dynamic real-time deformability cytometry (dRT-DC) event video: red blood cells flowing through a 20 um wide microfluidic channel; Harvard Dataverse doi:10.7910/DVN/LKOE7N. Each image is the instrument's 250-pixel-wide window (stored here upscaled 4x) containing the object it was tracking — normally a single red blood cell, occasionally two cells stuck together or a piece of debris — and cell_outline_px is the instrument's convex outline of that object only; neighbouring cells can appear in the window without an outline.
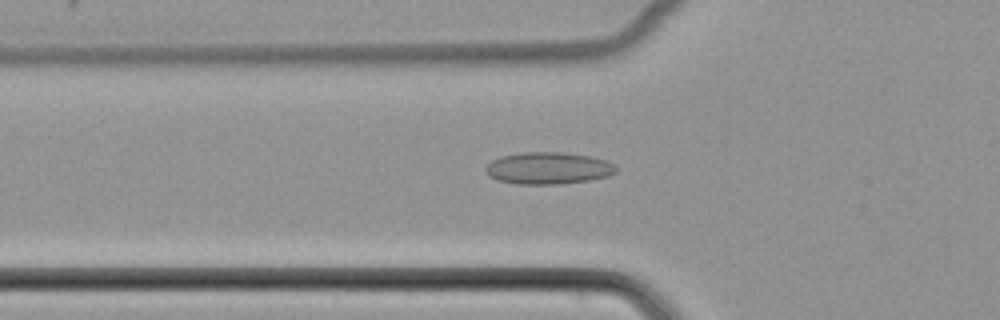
{"species": "common noctule bat (a hibernating species)", "species_latin": "Nyctalus noctula", "temperature_condition": "cold", "stored_images_in_passage": 51, "camera_frame_rate_fps": 3000, "um_per_image_px": 0.085, "animal": {"sex": "female", "body_mass_g": 22.7, "forearm_length_mm": 54.2}, "frame": {"image": 1, "passage_image": 18, "time_ms": 5.667, "image_size_px": [1000, 320], "cell_outline_px": [[616, 172], [608, 176], [588, 180], [560, 184], [516, 184], [496, 180], [488, 176], [484, 168], [492, 160], [500, 156], [520, 152], [564, 152], [588, 156], [604, 160], [616, 164]], "centroid_in_image_um": [46.56, 14.29], "position_along_channel_um": 79.2, "area_um2": 24.45}}
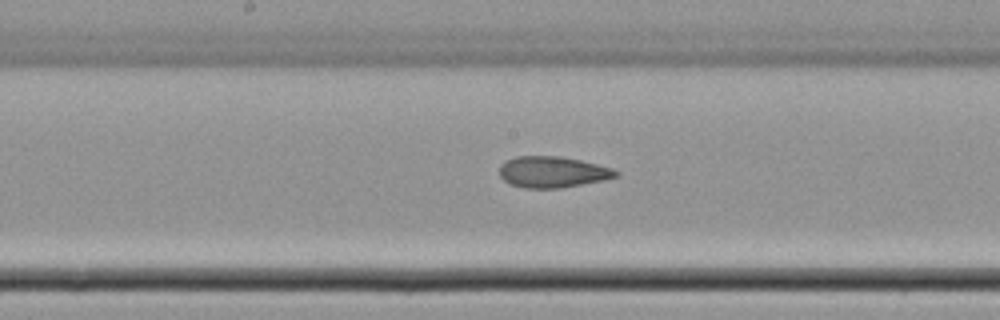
{"frame": {"image": 2, "passage_image": 27, "time_ms": 8.667, "image_size_px": [1000, 320], "cell_outline_px": [[620, 176], [604, 180], [560, 188], [524, 188], [512, 184], [504, 180], [500, 176], [500, 164], [504, 160], [516, 156], [560, 156], [580, 160], [612, 168], [620, 172]], "centroid_in_image_um": [46.97, 14.61], "position_along_channel_um": 201.2, "area_um2": 21.21}}
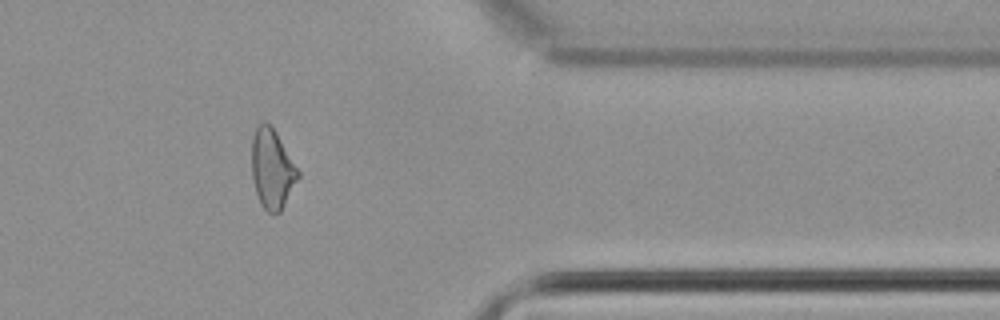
{"frame": {"image": 3, "passage_image": 42, "time_ms": 13.667, "image_size_px": [1000, 320], "cell_outline_px": [[300, 176], [280, 212], [268, 212], [260, 204], [256, 192], [252, 176], [252, 136], [256, 128], [264, 120], [276, 132], [300, 172]], "centroid_in_image_um": [23.13, 14.35], "position_along_channel_um": 388.3, "area_um2": 21.21}}